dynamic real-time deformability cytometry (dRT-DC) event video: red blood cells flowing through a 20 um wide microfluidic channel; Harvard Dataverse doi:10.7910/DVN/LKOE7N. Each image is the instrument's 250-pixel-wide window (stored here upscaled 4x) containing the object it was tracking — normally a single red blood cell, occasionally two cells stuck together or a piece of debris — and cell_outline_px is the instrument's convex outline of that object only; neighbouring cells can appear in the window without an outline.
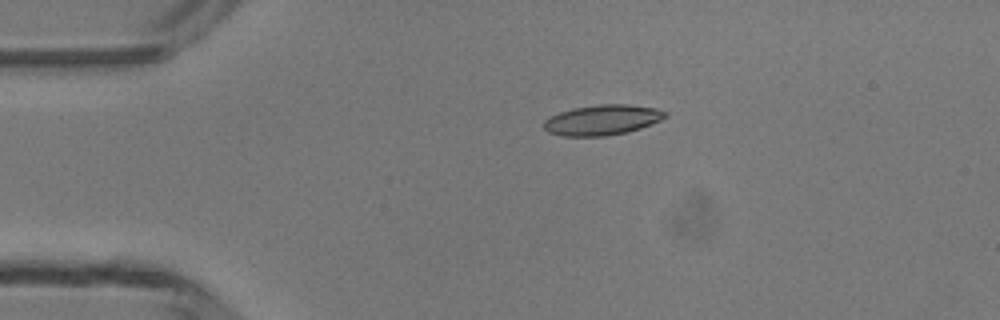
{"species": "common noctule bat (a hibernating species)", "species_latin": "Nyctalus noctula", "temperature_condition": "room temperature", "stored_images_in_passage": 3, "camera_frame_rate_fps": 3000, "um_per_image_px": 0.085, "animal": {"sex": "male", "body_mass_g": 13.3}, "frame": {"image": 1, "passage_image": 2, "time_ms": 1.333, "image_size_px": [1000, 320], "cell_outline_px": [[668, 116], [660, 120], [640, 128], [628, 132], [604, 136], [564, 136], [548, 132], [544, 128], [544, 120], [560, 112], [572, 108], [600, 104], [628, 104], [656, 108], [668, 112]], "centroid_in_image_um": [51.21, 10.19], "position_along_channel_um": 33.8, "area_um2": 21.39}}